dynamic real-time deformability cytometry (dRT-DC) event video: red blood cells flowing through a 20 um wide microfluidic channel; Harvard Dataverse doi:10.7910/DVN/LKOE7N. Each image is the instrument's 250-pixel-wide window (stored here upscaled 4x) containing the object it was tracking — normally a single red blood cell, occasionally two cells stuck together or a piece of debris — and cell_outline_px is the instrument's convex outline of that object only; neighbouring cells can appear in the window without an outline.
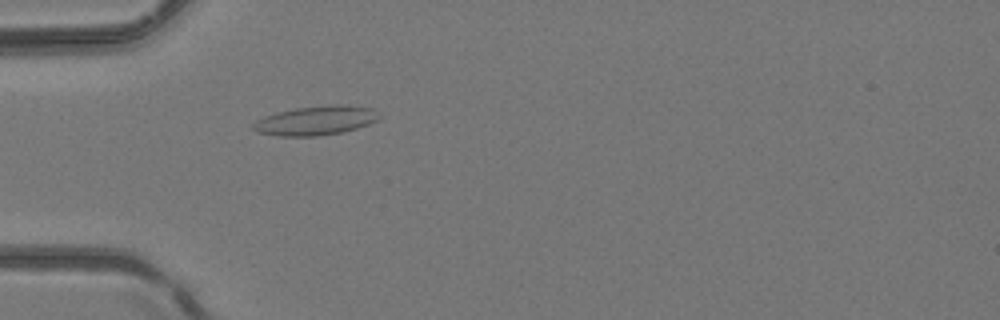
{"species": "common noctule bat (a hibernating species)", "species_latin": "Nyctalus noctula", "temperature_condition": "room temperature", "stored_images_in_passage": 1, "camera_frame_rate_fps": 3000, "um_per_image_px": 0.085, "animal": {"sex": "female", "body_mass_g": 24.6, "forearm_length_mm": 56.2}, "frame": {"image": 1, "passage_image": 1, "time_ms": 0.0, "image_size_px": [1000, 320], "cell_outline_px": [[380, 116], [376, 120], [368, 124], [356, 128], [340, 132], [316, 136], [276, 136], [256, 132], [252, 128], [252, 124], [256, 120], [264, 116], [296, 108], [336, 104], [340, 104], [372, 108]], "centroid_in_image_um": [26.8, 10.25], "position_along_channel_um": 58.2, "area_um2": 21.21}}